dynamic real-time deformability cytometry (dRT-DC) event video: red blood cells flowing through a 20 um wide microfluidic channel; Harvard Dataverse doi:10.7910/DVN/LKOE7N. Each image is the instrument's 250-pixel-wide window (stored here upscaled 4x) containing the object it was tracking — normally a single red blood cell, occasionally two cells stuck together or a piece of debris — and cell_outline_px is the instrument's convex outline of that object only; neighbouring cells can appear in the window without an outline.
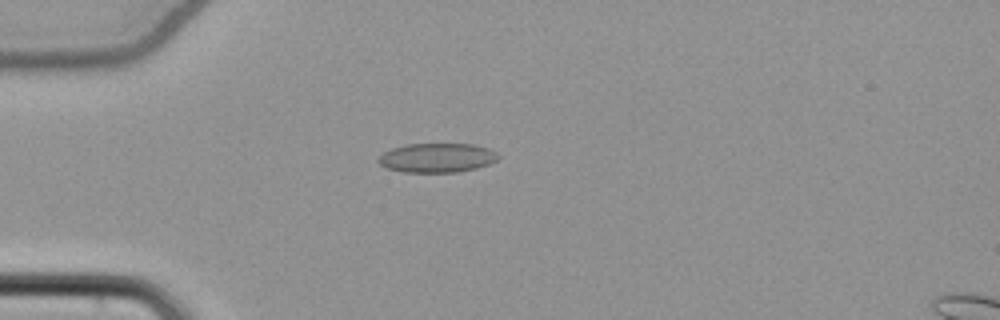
{"species": "common noctule bat (a hibernating species)", "species_latin": "Nyctalus noctula", "temperature_condition": "cold", "stored_images_in_passage": 55, "camera_frame_rate_fps": 3000, "um_per_image_px": 0.085, "animal": {"sex": "female", "body_mass_g": 22.7, "forearm_length_mm": 54.2}, "frame": {"image": 1, "passage_image": 16, "time_ms": 5.0, "image_size_px": [1000, 320], "cell_outline_px": [[500, 156], [496, 160], [488, 164], [476, 168], [456, 172], [404, 172], [384, 168], [376, 160], [384, 152], [392, 148], [408, 144], [472, 144], [488, 148], [496, 152]], "centroid_in_image_um": [37.12, 13.41], "position_along_channel_um": 47.9, "area_um2": 20.4}}
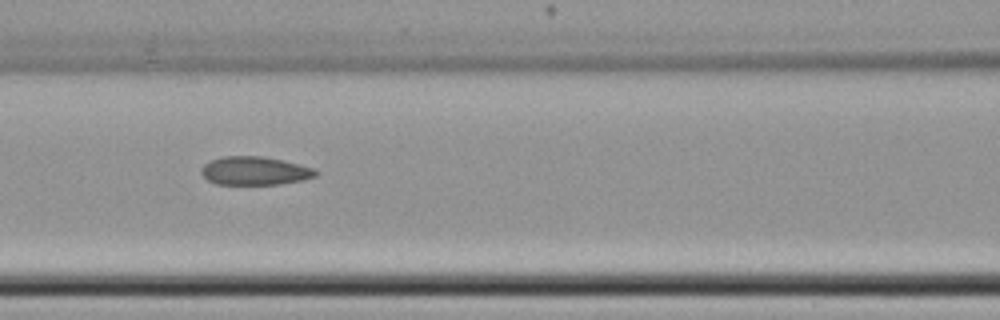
{"frame": {"image": 2, "passage_image": 25, "time_ms": 8.0, "image_size_px": [1000, 320], "cell_outline_px": [[320, 172], [316, 176], [304, 180], [280, 184], [216, 184], [208, 180], [200, 172], [200, 168], [204, 164], [212, 160], [224, 156], [264, 156], [300, 164], [316, 168]], "centroid_in_image_um": [21.7, 14.52], "position_along_channel_um": 144.9, "area_um2": 19.13}}
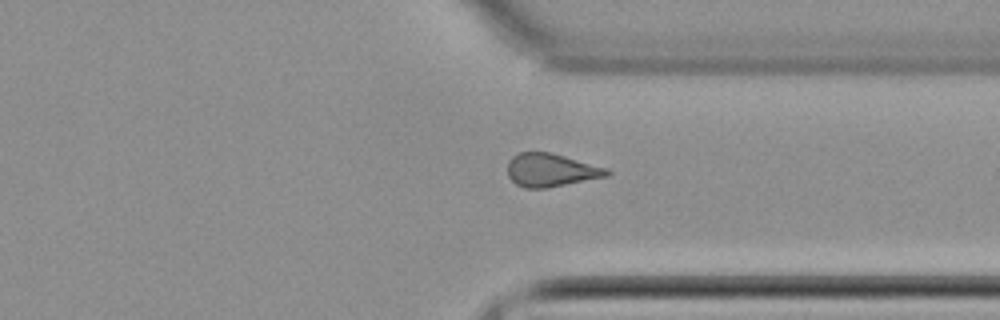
{"frame": {"image": 3, "passage_image": 42, "time_ms": 13.667, "image_size_px": [1000, 320], "cell_outline_px": [[612, 172], [608, 176], [548, 188], [524, 188], [516, 184], [508, 176], [508, 160], [512, 156], [520, 152], [552, 152], [608, 168]], "centroid_in_image_um": [46.84, 14.45], "position_along_channel_um": 364.6, "area_um2": 19.42}, "authors_computed_cell_mechanics": {"area_um2": 19.5942, "velocity_mm_per_s": 3.868, "shape_relaxation_time_tau1_ms": null, "shape_relaxation_time_tau2_ms": 4.0727, "deformation_change_tau1": null, "deformation_change_tau2": 0.1134}}